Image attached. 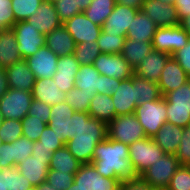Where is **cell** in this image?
Returning <instances> with one entry per match:
<instances>
[{
    "mask_svg": "<svg viewBox=\"0 0 190 190\" xmlns=\"http://www.w3.org/2000/svg\"><path fill=\"white\" fill-rule=\"evenodd\" d=\"M72 139L66 142L69 152L82 164L93 162L94 149L107 138V124L87 112L72 115Z\"/></svg>",
    "mask_w": 190,
    "mask_h": 190,
    "instance_id": "obj_1",
    "label": "cell"
},
{
    "mask_svg": "<svg viewBox=\"0 0 190 190\" xmlns=\"http://www.w3.org/2000/svg\"><path fill=\"white\" fill-rule=\"evenodd\" d=\"M91 164L103 177L118 178L121 181L138 177L129 160V145L108 137L94 149Z\"/></svg>",
    "mask_w": 190,
    "mask_h": 190,
    "instance_id": "obj_2",
    "label": "cell"
},
{
    "mask_svg": "<svg viewBox=\"0 0 190 190\" xmlns=\"http://www.w3.org/2000/svg\"><path fill=\"white\" fill-rule=\"evenodd\" d=\"M167 122L186 128L190 124V80L164 96Z\"/></svg>",
    "mask_w": 190,
    "mask_h": 190,
    "instance_id": "obj_3",
    "label": "cell"
},
{
    "mask_svg": "<svg viewBox=\"0 0 190 190\" xmlns=\"http://www.w3.org/2000/svg\"><path fill=\"white\" fill-rule=\"evenodd\" d=\"M142 125L146 137H153L167 122L166 100L163 96L159 99L137 105L134 112Z\"/></svg>",
    "mask_w": 190,
    "mask_h": 190,
    "instance_id": "obj_4",
    "label": "cell"
},
{
    "mask_svg": "<svg viewBox=\"0 0 190 190\" xmlns=\"http://www.w3.org/2000/svg\"><path fill=\"white\" fill-rule=\"evenodd\" d=\"M107 137L113 141L130 145L146 137L135 114L116 116L107 124Z\"/></svg>",
    "mask_w": 190,
    "mask_h": 190,
    "instance_id": "obj_5",
    "label": "cell"
},
{
    "mask_svg": "<svg viewBox=\"0 0 190 190\" xmlns=\"http://www.w3.org/2000/svg\"><path fill=\"white\" fill-rule=\"evenodd\" d=\"M180 166L181 164L174 154L165 153L164 156L148 167L140 177L151 187L157 190H165Z\"/></svg>",
    "mask_w": 190,
    "mask_h": 190,
    "instance_id": "obj_6",
    "label": "cell"
},
{
    "mask_svg": "<svg viewBox=\"0 0 190 190\" xmlns=\"http://www.w3.org/2000/svg\"><path fill=\"white\" fill-rule=\"evenodd\" d=\"M164 154L165 152L151 137H145L129 145V160L137 176H140Z\"/></svg>",
    "mask_w": 190,
    "mask_h": 190,
    "instance_id": "obj_7",
    "label": "cell"
},
{
    "mask_svg": "<svg viewBox=\"0 0 190 190\" xmlns=\"http://www.w3.org/2000/svg\"><path fill=\"white\" fill-rule=\"evenodd\" d=\"M32 92L9 88L0 99V112L4 119L22 120L30 109Z\"/></svg>",
    "mask_w": 190,
    "mask_h": 190,
    "instance_id": "obj_8",
    "label": "cell"
},
{
    "mask_svg": "<svg viewBox=\"0 0 190 190\" xmlns=\"http://www.w3.org/2000/svg\"><path fill=\"white\" fill-rule=\"evenodd\" d=\"M12 28L22 59H27L45 46V35L26 20L16 22Z\"/></svg>",
    "mask_w": 190,
    "mask_h": 190,
    "instance_id": "obj_9",
    "label": "cell"
},
{
    "mask_svg": "<svg viewBox=\"0 0 190 190\" xmlns=\"http://www.w3.org/2000/svg\"><path fill=\"white\" fill-rule=\"evenodd\" d=\"M189 34L179 25L157 28L152 39L153 49L169 53L171 56L189 41Z\"/></svg>",
    "mask_w": 190,
    "mask_h": 190,
    "instance_id": "obj_10",
    "label": "cell"
},
{
    "mask_svg": "<svg viewBox=\"0 0 190 190\" xmlns=\"http://www.w3.org/2000/svg\"><path fill=\"white\" fill-rule=\"evenodd\" d=\"M74 182L82 190H119L121 180L100 175L92 164H82L74 175Z\"/></svg>",
    "mask_w": 190,
    "mask_h": 190,
    "instance_id": "obj_11",
    "label": "cell"
},
{
    "mask_svg": "<svg viewBox=\"0 0 190 190\" xmlns=\"http://www.w3.org/2000/svg\"><path fill=\"white\" fill-rule=\"evenodd\" d=\"M93 66L100 75H106L121 81L127 80L134 75V69L121 53H100L94 60Z\"/></svg>",
    "mask_w": 190,
    "mask_h": 190,
    "instance_id": "obj_12",
    "label": "cell"
},
{
    "mask_svg": "<svg viewBox=\"0 0 190 190\" xmlns=\"http://www.w3.org/2000/svg\"><path fill=\"white\" fill-rule=\"evenodd\" d=\"M63 25L73 37L76 44L85 42L94 43L102 31V27L87 18L84 12L74 15L63 23Z\"/></svg>",
    "mask_w": 190,
    "mask_h": 190,
    "instance_id": "obj_13",
    "label": "cell"
},
{
    "mask_svg": "<svg viewBox=\"0 0 190 190\" xmlns=\"http://www.w3.org/2000/svg\"><path fill=\"white\" fill-rule=\"evenodd\" d=\"M34 141L21 136L12 143L3 142L0 145V169L16 166L32 155Z\"/></svg>",
    "mask_w": 190,
    "mask_h": 190,
    "instance_id": "obj_14",
    "label": "cell"
},
{
    "mask_svg": "<svg viewBox=\"0 0 190 190\" xmlns=\"http://www.w3.org/2000/svg\"><path fill=\"white\" fill-rule=\"evenodd\" d=\"M141 11H143L158 28L179 25L177 10L174 5L159 0H145Z\"/></svg>",
    "mask_w": 190,
    "mask_h": 190,
    "instance_id": "obj_15",
    "label": "cell"
},
{
    "mask_svg": "<svg viewBox=\"0 0 190 190\" xmlns=\"http://www.w3.org/2000/svg\"><path fill=\"white\" fill-rule=\"evenodd\" d=\"M59 56H57L47 46H43L38 52L25 59L29 69L36 79L53 78L56 73V66Z\"/></svg>",
    "mask_w": 190,
    "mask_h": 190,
    "instance_id": "obj_16",
    "label": "cell"
},
{
    "mask_svg": "<svg viewBox=\"0 0 190 190\" xmlns=\"http://www.w3.org/2000/svg\"><path fill=\"white\" fill-rule=\"evenodd\" d=\"M139 10L115 3L112 13L108 16L102 30L107 34L126 36L133 18Z\"/></svg>",
    "mask_w": 190,
    "mask_h": 190,
    "instance_id": "obj_17",
    "label": "cell"
},
{
    "mask_svg": "<svg viewBox=\"0 0 190 190\" xmlns=\"http://www.w3.org/2000/svg\"><path fill=\"white\" fill-rule=\"evenodd\" d=\"M56 73L53 76L57 87L64 93H68L75 87L76 74L79 71L80 64L74 54L58 58Z\"/></svg>",
    "mask_w": 190,
    "mask_h": 190,
    "instance_id": "obj_18",
    "label": "cell"
},
{
    "mask_svg": "<svg viewBox=\"0 0 190 190\" xmlns=\"http://www.w3.org/2000/svg\"><path fill=\"white\" fill-rule=\"evenodd\" d=\"M188 80H190V77L173 56H171L164 66L157 84L161 95L164 97L167 93L176 90Z\"/></svg>",
    "mask_w": 190,
    "mask_h": 190,
    "instance_id": "obj_19",
    "label": "cell"
},
{
    "mask_svg": "<svg viewBox=\"0 0 190 190\" xmlns=\"http://www.w3.org/2000/svg\"><path fill=\"white\" fill-rule=\"evenodd\" d=\"M111 97L116 116L133 114L137 107V93L136 86L133 85V76L127 80H122L117 91Z\"/></svg>",
    "mask_w": 190,
    "mask_h": 190,
    "instance_id": "obj_20",
    "label": "cell"
},
{
    "mask_svg": "<svg viewBox=\"0 0 190 190\" xmlns=\"http://www.w3.org/2000/svg\"><path fill=\"white\" fill-rule=\"evenodd\" d=\"M171 57L169 53L151 50V52L139 63L134 70L138 77L149 81L158 82L161 72Z\"/></svg>",
    "mask_w": 190,
    "mask_h": 190,
    "instance_id": "obj_21",
    "label": "cell"
},
{
    "mask_svg": "<svg viewBox=\"0 0 190 190\" xmlns=\"http://www.w3.org/2000/svg\"><path fill=\"white\" fill-rule=\"evenodd\" d=\"M31 23L37 30L46 35L55 28L62 25L59 19L54 3L43 1L36 11L35 15H32L26 20Z\"/></svg>",
    "mask_w": 190,
    "mask_h": 190,
    "instance_id": "obj_22",
    "label": "cell"
},
{
    "mask_svg": "<svg viewBox=\"0 0 190 190\" xmlns=\"http://www.w3.org/2000/svg\"><path fill=\"white\" fill-rule=\"evenodd\" d=\"M8 80V86L11 89H20L32 92L35 83V76L29 69L25 59L16 62L5 68Z\"/></svg>",
    "mask_w": 190,
    "mask_h": 190,
    "instance_id": "obj_23",
    "label": "cell"
},
{
    "mask_svg": "<svg viewBox=\"0 0 190 190\" xmlns=\"http://www.w3.org/2000/svg\"><path fill=\"white\" fill-rule=\"evenodd\" d=\"M45 46L59 57L74 54L76 49L73 37L63 24L45 35Z\"/></svg>",
    "mask_w": 190,
    "mask_h": 190,
    "instance_id": "obj_24",
    "label": "cell"
},
{
    "mask_svg": "<svg viewBox=\"0 0 190 190\" xmlns=\"http://www.w3.org/2000/svg\"><path fill=\"white\" fill-rule=\"evenodd\" d=\"M50 159L35 158L32 155L23 162L16 165V168L28 179L33 187H37L46 180L49 171Z\"/></svg>",
    "mask_w": 190,
    "mask_h": 190,
    "instance_id": "obj_25",
    "label": "cell"
},
{
    "mask_svg": "<svg viewBox=\"0 0 190 190\" xmlns=\"http://www.w3.org/2000/svg\"><path fill=\"white\" fill-rule=\"evenodd\" d=\"M183 132V127L166 122L152 138L166 154L175 155Z\"/></svg>",
    "mask_w": 190,
    "mask_h": 190,
    "instance_id": "obj_26",
    "label": "cell"
},
{
    "mask_svg": "<svg viewBox=\"0 0 190 190\" xmlns=\"http://www.w3.org/2000/svg\"><path fill=\"white\" fill-rule=\"evenodd\" d=\"M33 99L52 106L65 101L66 93L57 87L53 78L36 79L32 88Z\"/></svg>",
    "mask_w": 190,
    "mask_h": 190,
    "instance_id": "obj_27",
    "label": "cell"
},
{
    "mask_svg": "<svg viewBox=\"0 0 190 190\" xmlns=\"http://www.w3.org/2000/svg\"><path fill=\"white\" fill-rule=\"evenodd\" d=\"M13 28L0 31V67L7 68L22 60Z\"/></svg>",
    "mask_w": 190,
    "mask_h": 190,
    "instance_id": "obj_28",
    "label": "cell"
},
{
    "mask_svg": "<svg viewBox=\"0 0 190 190\" xmlns=\"http://www.w3.org/2000/svg\"><path fill=\"white\" fill-rule=\"evenodd\" d=\"M157 25L141 10L133 18L126 38L132 40L152 41Z\"/></svg>",
    "mask_w": 190,
    "mask_h": 190,
    "instance_id": "obj_29",
    "label": "cell"
},
{
    "mask_svg": "<svg viewBox=\"0 0 190 190\" xmlns=\"http://www.w3.org/2000/svg\"><path fill=\"white\" fill-rule=\"evenodd\" d=\"M152 41L132 40L125 38L121 55L135 70L139 63L153 50Z\"/></svg>",
    "mask_w": 190,
    "mask_h": 190,
    "instance_id": "obj_30",
    "label": "cell"
},
{
    "mask_svg": "<svg viewBox=\"0 0 190 190\" xmlns=\"http://www.w3.org/2000/svg\"><path fill=\"white\" fill-rule=\"evenodd\" d=\"M88 114L108 124L116 117V111L112 97L96 93L91 102Z\"/></svg>",
    "mask_w": 190,
    "mask_h": 190,
    "instance_id": "obj_31",
    "label": "cell"
},
{
    "mask_svg": "<svg viewBox=\"0 0 190 190\" xmlns=\"http://www.w3.org/2000/svg\"><path fill=\"white\" fill-rule=\"evenodd\" d=\"M32 187L16 166L0 169V190H29Z\"/></svg>",
    "mask_w": 190,
    "mask_h": 190,
    "instance_id": "obj_32",
    "label": "cell"
},
{
    "mask_svg": "<svg viewBox=\"0 0 190 190\" xmlns=\"http://www.w3.org/2000/svg\"><path fill=\"white\" fill-rule=\"evenodd\" d=\"M81 165L82 163L79 162L64 145L62 148L53 152L49 163V169L75 174Z\"/></svg>",
    "mask_w": 190,
    "mask_h": 190,
    "instance_id": "obj_33",
    "label": "cell"
},
{
    "mask_svg": "<svg viewBox=\"0 0 190 190\" xmlns=\"http://www.w3.org/2000/svg\"><path fill=\"white\" fill-rule=\"evenodd\" d=\"M100 84V73L94 68L93 64L80 65L76 74L75 87L86 93H97Z\"/></svg>",
    "mask_w": 190,
    "mask_h": 190,
    "instance_id": "obj_34",
    "label": "cell"
},
{
    "mask_svg": "<svg viewBox=\"0 0 190 190\" xmlns=\"http://www.w3.org/2000/svg\"><path fill=\"white\" fill-rule=\"evenodd\" d=\"M115 3V0H92L84 14L93 23L102 27L112 13Z\"/></svg>",
    "mask_w": 190,
    "mask_h": 190,
    "instance_id": "obj_35",
    "label": "cell"
},
{
    "mask_svg": "<svg viewBox=\"0 0 190 190\" xmlns=\"http://www.w3.org/2000/svg\"><path fill=\"white\" fill-rule=\"evenodd\" d=\"M133 85L136 86L137 105L157 100L162 96L156 82L140 78L136 74L133 75Z\"/></svg>",
    "mask_w": 190,
    "mask_h": 190,
    "instance_id": "obj_36",
    "label": "cell"
},
{
    "mask_svg": "<svg viewBox=\"0 0 190 190\" xmlns=\"http://www.w3.org/2000/svg\"><path fill=\"white\" fill-rule=\"evenodd\" d=\"M44 0H11V9L15 22L27 20L36 14L37 9Z\"/></svg>",
    "mask_w": 190,
    "mask_h": 190,
    "instance_id": "obj_37",
    "label": "cell"
},
{
    "mask_svg": "<svg viewBox=\"0 0 190 190\" xmlns=\"http://www.w3.org/2000/svg\"><path fill=\"white\" fill-rule=\"evenodd\" d=\"M125 38L126 36L107 34L102 30L96 42L101 53L118 54L123 50Z\"/></svg>",
    "mask_w": 190,
    "mask_h": 190,
    "instance_id": "obj_38",
    "label": "cell"
},
{
    "mask_svg": "<svg viewBox=\"0 0 190 190\" xmlns=\"http://www.w3.org/2000/svg\"><path fill=\"white\" fill-rule=\"evenodd\" d=\"M93 96H94L93 93H86V92H83V90L74 87L68 93H66L65 101L76 112L88 113L90 102Z\"/></svg>",
    "mask_w": 190,
    "mask_h": 190,
    "instance_id": "obj_39",
    "label": "cell"
},
{
    "mask_svg": "<svg viewBox=\"0 0 190 190\" xmlns=\"http://www.w3.org/2000/svg\"><path fill=\"white\" fill-rule=\"evenodd\" d=\"M101 53L97 42L76 44L74 55L80 65H90Z\"/></svg>",
    "mask_w": 190,
    "mask_h": 190,
    "instance_id": "obj_40",
    "label": "cell"
},
{
    "mask_svg": "<svg viewBox=\"0 0 190 190\" xmlns=\"http://www.w3.org/2000/svg\"><path fill=\"white\" fill-rule=\"evenodd\" d=\"M22 135L31 141H38L41 133L47 126L42 119L26 115L22 120Z\"/></svg>",
    "mask_w": 190,
    "mask_h": 190,
    "instance_id": "obj_41",
    "label": "cell"
},
{
    "mask_svg": "<svg viewBox=\"0 0 190 190\" xmlns=\"http://www.w3.org/2000/svg\"><path fill=\"white\" fill-rule=\"evenodd\" d=\"M22 136V122L16 119H4L0 127L3 142L12 143Z\"/></svg>",
    "mask_w": 190,
    "mask_h": 190,
    "instance_id": "obj_42",
    "label": "cell"
},
{
    "mask_svg": "<svg viewBox=\"0 0 190 190\" xmlns=\"http://www.w3.org/2000/svg\"><path fill=\"white\" fill-rule=\"evenodd\" d=\"M74 175L70 172L49 169L46 180L54 189L67 190L74 182Z\"/></svg>",
    "mask_w": 190,
    "mask_h": 190,
    "instance_id": "obj_43",
    "label": "cell"
},
{
    "mask_svg": "<svg viewBox=\"0 0 190 190\" xmlns=\"http://www.w3.org/2000/svg\"><path fill=\"white\" fill-rule=\"evenodd\" d=\"M165 190H190V166L181 165Z\"/></svg>",
    "mask_w": 190,
    "mask_h": 190,
    "instance_id": "obj_44",
    "label": "cell"
},
{
    "mask_svg": "<svg viewBox=\"0 0 190 190\" xmlns=\"http://www.w3.org/2000/svg\"><path fill=\"white\" fill-rule=\"evenodd\" d=\"M63 146V137H59L48 125L45 127L37 141V147L50 149L51 152H55Z\"/></svg>",
    "mask_w": 190,
    "mask_h": 190,
    "instance_id": "obj_45",
    "label": "cell"
},
{
    "mask_svg": "<svg viewBox=\"0 0 190 190\" xmlns=\"http://www.w3.org/2000/svg\"><path fill=\"white\" fill-rule=\"evenodd\" d=\"M59 137H63V144L72 139V118H51L47 124Z\"/></svg>",
    "mask_w": 190,
    "mask_h": 190,
    "instance_id": "obj_46",
    "label": "cell"
},
{
    "mask_svg": "<svg viewBox=\"0 0 190 190\" xmlns=\"http://www.w3.org/2000/svg\"><path fill=\"white\" fill-rule=\"evenodd\" d=\"M54 6L62 24L74 15L82 13L77 7L76 0H56Z\"/></svg>",
    "mask_w": 190,
    "mask_h": 190,
    "instance_id": "obj_47",
    "label": "cell"
},
{
    "mask_svg": "<svg viewBox=\"0 0 190 190\" xmlns=\"http://www.w3.org/2000/svg\"><path fill=\"white\" fill-rule=\"evenodd\" d=\"M181 165H190V127L184 128L181 142L175 153Z\"/></svg>",
    "mask_w": 190,
    "mask_h": 190,
    "instance_id": "obj_48",
    "label": "cell"
},
{
    "mask_svg": "<svg viewBox=\"0 0 190 190\" xmlns=\"http://www.w3.org/2000/svg\"><path fill=\"white\" fill-rule=\"evenodd\" d=\"M50 111V105L46 104L43 101L33 99L27 115L34 116L37 119L40 118L44 123L48 124L51 119Z\"/></svg>",
    "mask_w": 190,
    "mask_h": 190,
    "instance_id": "obj_49",
    "label": "cell"
},
{
    "mask_svg": "<svg viewBox=\"0 0 190 190\" xmlns=\"http://www.w3.org/2000/svg\"><path fill=\"white\" fill-rule=\"evenodd\" d=\"M15 23L11 0H0V31L12 28Z\"/></svg>",
    "mask_w": 190,
    "mask_h": 190,
    "instance_id": "obj_50",
    "label": "cell"
},
{
    "mask_svg": "<svg viewBox=\"0 0 190 190\" xmlns=\"http://www.w3.org/2000/svg\"><path fill=\"white\" fill-rule=\"evenodd\" d=\"M121 80L109 77L106 75H100V84L97 93L111 96L115 93L119 87Z\"/></svg>",
    "mask_w": 190,
    "mask_h": 190,
    "instance_id": "obj_51",
    "label": "cell"
},
{
    "mask_svg": "<svg viewBox=\"0 0 190 190\" xmlns=\"http://www.w3.org/2000/svg\"><path fill=\"white\" fill-rule=\"evenodd\" d=\"M172 56L190 77V39L182 49L176 51Z\"/></svg>",
    "mask_w": 190,
    "mask_h": 190,
    "instance_id": "obj_52",
    "label": "cell"
},
{
    "mask_svg": "<svg viewBox=\"0 0 190 190\" xmlns=\"http://www.w3.org/2000/svg\"><path fill=\"white\" fill-rule=\"evenodd\" d=\"M120 190H157L151 187L140 176L132 179L122 180Z\"/></svg>",
    "mask_w": 190,
    "mask_h": 190,
    "instance_id": "obj_53",
    "label": "cell"
},
{
    "mask_svg": "<svg viewBox=\"0 0 190 190\" xmlns=\"http://www.w3.org/2000/svg\"><path fill=\"white\" fill-rule=\"evenodd\" d=\"M75 110L66 102L57 103L51 106V118H71Z\"/></svg>",
    "mask_w": 190,
    "mask_h": 190,
    "instance_id": "obj_54",
    "label": "cell"
},
{
    "mask_svg": "<svg viewBox=\"0 0 190 190\" xmlns=\"http://www.w3.org/2000/svg\"><path fill=\"white\" fill-rule=\"evenodd\" d=\"M179 21L190 13V0H177L174 4Z\"/></svg>",
    "mask_w": 190,
    "mask_h": 190,
    "instance_id": "obj_55",
    "label": "cell"
},
{
    "mask_svg": "<svg viewBox=\"0 0 190 190\" xmlns=\"http://www.w3.org/2000/svg\"><path fill=\"white\" fill-rule=\"evenodd\" d=\"M32 156L40 159H51L53 152L44 147H37V141L34 142Z\"/></svg>",
    "mask_w": 190,
    "mask_h": 190,
    "instance_id": "obj_56",
    "label": "cell"
},
{
    "mask_svg": "<svg viewBox=\"0 0 190 190\" xmlns=\"http://www.w3.org/2000/svg\"><path fill=\"white\" fill-rule=\"evenodd\" d=\"M9 89L6 70L0 67V99Z\"/></svg>",
    "mask_w": 190,
    "mask_h": 190,
    "instance_id": "obj_57",
    "label": "cell"
},
{
    "mask_svg": "<svg viewBox=\"0 0 190 190\" xmlns=\"http://www.w3.org/2000/svg\"><path fill=\"white\" fill-rule=\"evenodd\" d=\"M116 3L120 5H124L130 8H135L137 10H141L143 3L145 0H115Z\"/></svg>",
    "mask_w": 190,
    "mask_h": 190,
    "instance_id": "obj_58",
    "label": "cell"
},
{
    "mask_svg": "<svg viewBox=\"0 0 190 190\" xmlns=\"http://www.w3.org/2000/svg\"><path fill=\"white\" fill-rule=\"evenodd\" d=\"M179 26L184 29L190 36V13L179 21Z\"/></svg>",
    "mask_w": 190,
    "mask_h": 190,
    "instance_id": "obj_59",
    "label": "cell"
},
{
    "mask_svg": "<svg viewBox=\"0 0 190 190\" xmlns=\"http://www.w3.org/2000/svg\"><path fill=\"white\" fill-rule=\"evenodd\" d=\"M76 1H77V7L81 12H84L92 2V0H76Z\"/></svg>",
    "mask_w": 190,
    "mask_h": 190,
    "instance_id": "obj_60",
    "label": "cell"
},
{
    "mask_svg": "<svg viewBox=\"0 0 190 190\" xmlns=\"http://www.w3.org/2000/svg\"><path fill=\"white\" fill-rule=\"evenodd\" d=\"M36 188L37 190H58L54 189L53 187H50V184L47 182V180L40 183Z\"/></svg>",
    "mask_w": 190,
    "mask_h": 190,
    "instance_id": "obj_61",
    "label": "cell"
},
{
    "mask_svg": "<svg viewBox=\"0 0 190 190\" xmlns=\"http://www.w3.org/2000/svg\"><path fill=\"white\" fill-rule=\"evenodd\" d=\"M67 190H82L78 185L73 182V184Z\"/></svg>",
    "mask_w": 190,
    "mask_h": 190,
    "instance_id": "obj_62",
    "label": "cell"
},
{
    "mask_svg": "<svg viewBox=\"0 0 190 190\" xmlns=\"http://www.w3.org/2000/svg\"><path fill=\"white\" fill-rule=\"evenodd\" d=\"M159 1L174 5L177 0H159Z\"/></svg>",
    "mask_w": 190,
    "mask_h": 190,
    "instance_id": "obj_63",
    "label": "cell"
},
{
    "mask_svg": "<svg viewBox=\"0 0 190 190\" xmlns=\"http://www.w3.org/2000/svg\"><path fill=\"white\" fill-rule=\"evenodd\" d=\"M3 120H4L3 115H2L1 112H0V127H1V125H2Z\"/></svg>",
    "mask_w": 190,
    "mask_h": 190,
    "instance_id": "obj_64",
    "label": "cell"
},
{
    "mask_svg": "<svg viewBox=\"0 0 190 190\" xmlns=\"http://www.w3.org/2000/svg\"><path fill=\"white\" fill-rule=\"evenodd\" d=\"M45 2L55 3L56 0H44Z\"/></svg>",
    "mask_w": 190,
    "mask_h": 190,
    "instance_id": "obj_65",
    "label": "cell"
},
{
    "mask_svg": "<svg viewBox=\"0 0 190 190\" xmlns=\"http://www.w3.org/2000/svg\"><path fill=\"white\" fill-rule=\"evenodd\" d=\"M29 190H37V188L36 187H32L31 189H29Z\"/></svg>",
    "mask_w": 190,
    "mask_h": 190,
    "instance_id": "obj_66",
    "label": "cell"
}]
</instances>
